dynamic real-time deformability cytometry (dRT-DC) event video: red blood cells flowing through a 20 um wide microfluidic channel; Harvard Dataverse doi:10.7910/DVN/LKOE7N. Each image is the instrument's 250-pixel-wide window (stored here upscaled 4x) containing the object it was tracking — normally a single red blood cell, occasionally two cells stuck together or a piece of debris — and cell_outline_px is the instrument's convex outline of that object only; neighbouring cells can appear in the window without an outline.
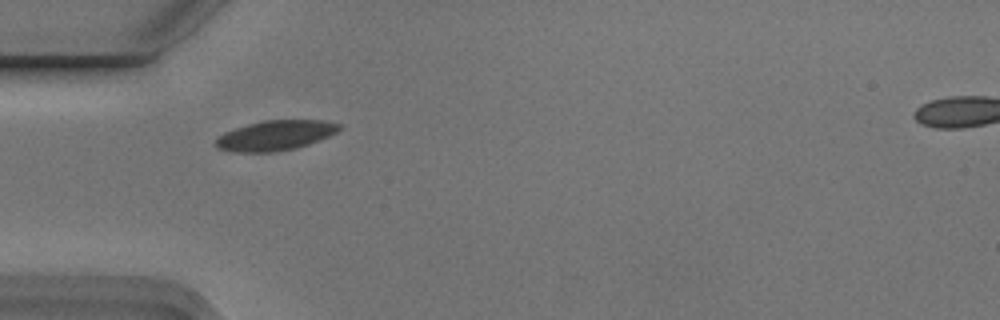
{"species": "Egyptian fruit bat (a non-hibernating species)", "species_latin": "Rousettus aegyptiacus", "temperature_condition": "cold", "stored_images_in_passage": 3, "camera_frame_rate_fps": 3000, "um_per_image_px": 0.085, "animal": {"sex": "male"}, "frame": {"image": 1, "passage_image": 2, "time_ms": 0.333, "image_size_px": [1000, 320], "cell_outline_px": [[344, 128], [320, 140], [296, 148], [272, 152], [232, 152], [216, 148], [212, 144], [224, 132], [248, 124], [264, 120], [324, 120], [340, 124]], "centroid_in_image_um": [23.4, 11.51], "position_along_channel_um": 61.6, "area_um2": 21.68}}